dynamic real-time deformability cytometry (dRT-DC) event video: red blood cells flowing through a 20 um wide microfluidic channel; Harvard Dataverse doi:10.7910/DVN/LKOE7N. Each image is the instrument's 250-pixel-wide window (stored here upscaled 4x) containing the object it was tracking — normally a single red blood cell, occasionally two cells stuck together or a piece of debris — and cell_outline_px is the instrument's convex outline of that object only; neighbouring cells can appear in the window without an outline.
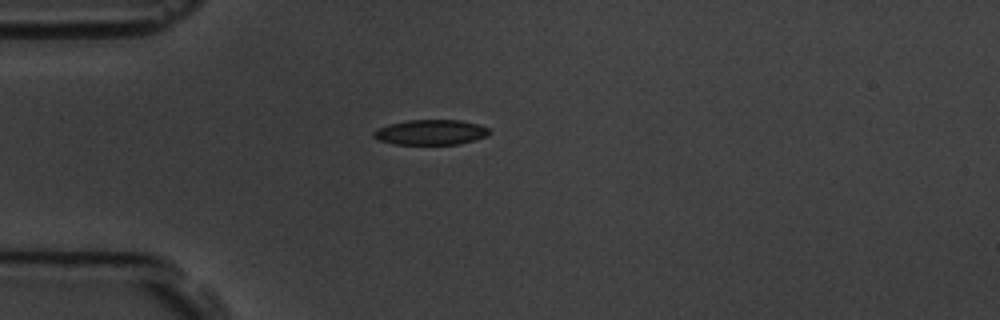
{"species": "common noctule bat (a hibernating species)", "species_latin": "Nyctalus noctula", "temperature_condition": "room temperature", "stored_images_in_passage": 2, "camera_frame_rate_fps": 3000, "um_per_image_px": 0.085, "animal": {"sex": "male", "body_mass_g": 19.5, "forearm_length_mm": 54.6}, "frame": {"image": 1, "passage_image": 1, "time_ms": 0.0, "image_size_px": [1000, 320], "cell_outline_px": [[492, 132], [488, 136], [476, 140], [460, 144], [392, 144], [376, 140], [372, 136], [372, 132], [376, 128], [388, 124], [408, 120], [460, 120], [476, 124], [488, 128]], "centroid_in_image_um": [36.58, 11.25], "position_along_channel_um": 48.4, "area_um2": 17.22}}